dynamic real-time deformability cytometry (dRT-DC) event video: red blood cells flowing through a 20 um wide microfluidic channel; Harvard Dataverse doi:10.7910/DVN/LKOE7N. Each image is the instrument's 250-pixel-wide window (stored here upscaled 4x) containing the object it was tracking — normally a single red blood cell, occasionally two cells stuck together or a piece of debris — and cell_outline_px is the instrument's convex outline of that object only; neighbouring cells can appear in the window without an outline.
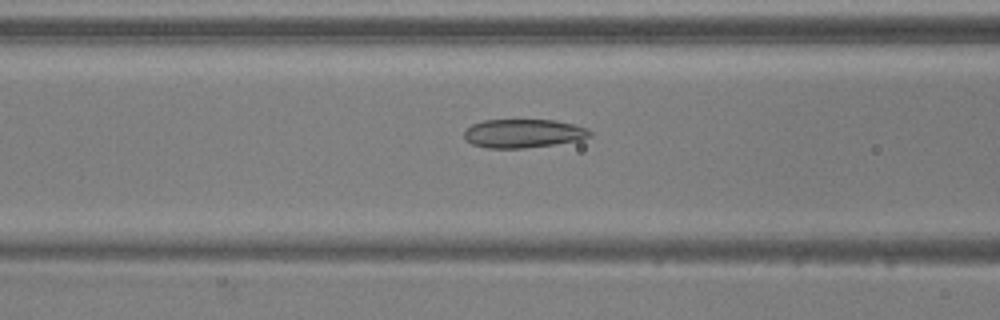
{"species": "common noctule bat (a hibernating species)", "species_latin": "Nyctalus noctula", "temperature_condition": "warm", "stored_images_in_passage": 50, "camera_frame_rate_fps": 3000, "um_per_image_px": 0.085, "animal": {"sex": "male", "body_mass_g": 20.5, "forearm_length_mm": 52.5}, "frame": {"image": 1, "passage_image": 19, "time_ms": 6.0, "image_size_px": [1000, 320], "cell_outline_px": [[592, 136], [580, 140], [524, 148], [488, 148], [472, 144], [464, 136], [464, 132], [472, 124], [484, 120], [556, 120], [588, 128], [592, 132]], "centroid_in_image_um": [44.51, 11.33], "position_along_channel_um": 122.1, "area_um2": 20.87}}
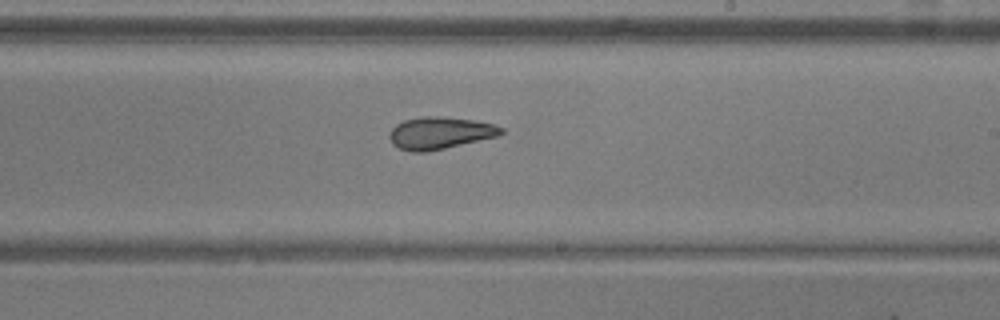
{"frame": {"image": 2, "passage_image": 29, "time_ms": 9.333, "image_size_px": [1000, 320], "cell_outline_px": [[504, 132], [500, 136], [428, 152], [412, 152], [400, 148], [392, 144], [388, 136], [392, 128], [396, 124], [404, 120], [424, 116], [444, 116], [472, 120], [496, 124], [504, 128]], "centroid_in_image_um": [37.42, 11.3], "position_along_channel_um": 251.6, "area_um2": 21.21}}
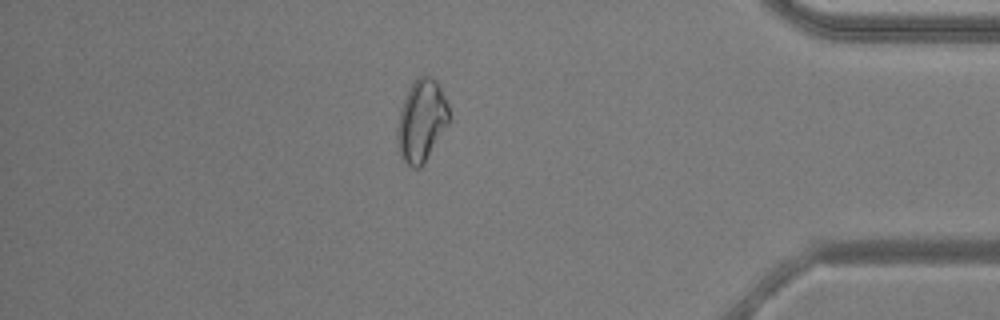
{"frame": {"image": 3, "passage_image": 43, "time_ms": 14.0, "image_size_px": [1000, 320], "cell_outline_px": [[452, 116], [448, 124], [424, 164], [420, 168], [412, 168], [400, 156], [396, 140], [396, 128], [400, 108], [416, 76], [428, 76], [436, 80], [448, 104]], "centroid_in_image_um": [35.83, 10.28], "position_along_channel_um": 399.4, "area_um2": 24.97}, "authors_computed_cell_mechanics": {"area_um2": 22.7154, "velocity_mm_per_s": 3.8728, "shape_relaxation_time_tau1_ms": 9.713, "shape_relaxation_time_tau2_ms": 1.9973, "deformation_change_tau1": 0.2046, "deformation_change_tau2": 0.0739}}